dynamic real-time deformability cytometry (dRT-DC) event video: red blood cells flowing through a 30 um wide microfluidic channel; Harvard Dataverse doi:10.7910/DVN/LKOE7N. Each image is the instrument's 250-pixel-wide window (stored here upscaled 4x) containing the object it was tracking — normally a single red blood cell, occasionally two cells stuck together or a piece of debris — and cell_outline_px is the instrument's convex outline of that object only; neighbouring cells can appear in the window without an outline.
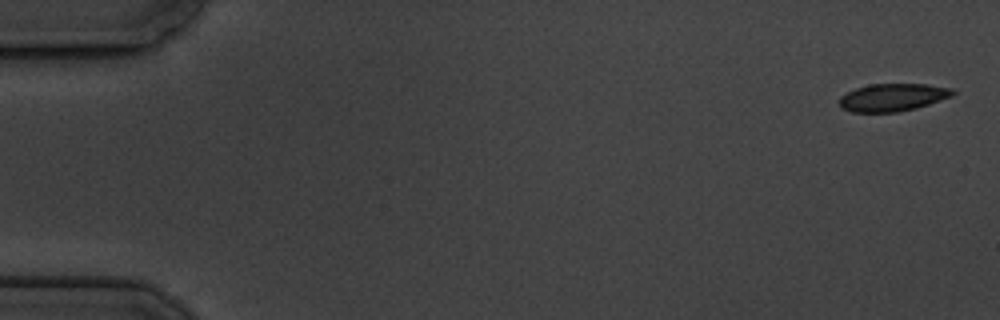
{"species": "common noctule bat (a hibernating species)", "species_latin": "Nyctalus noctula", "temperature_condition": "cold", "stored_images_in_passage": 6, "camera_frame_rate_fps": 3000, "um_per_image_px": 0.085, "animal": {"sex": "male", "body_mass_g": 19.5, "forearm_length_mm": 54.6}, "frame": {"image": 1, "passage_image": 1, "time_ms": 0.0, "image_size_px": [1000, 320], "cell_outline_px": [[956, 92], [952, 96], [916, 108], [896, 112], [852, 112], [840, 108], [840, 96], [856, 88], [868, 84], [924, 84], [956, 88]], "centroid_in_image_um": [75.89, 8.27], "position_along_channel_um": 9.1, "area_um2": 18.32}}
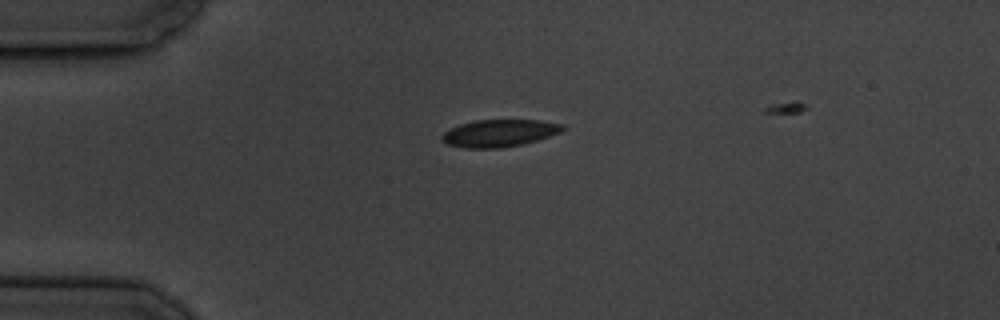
{"frame": {"image": 2, "passage_image": 4, "time_ms": 4.333, "image_size_px": [1000, 320], "cell_outline_px": [[568, 128], [560, 132], [524, 144], [500, 148], [464, 148], [448, 144], [440, 140], [440, 136], [444, 132], [460, 124], [476, 120], [540, 120], [564, 124]], "centroid_in_image_um": [42.45, 11.31], "position_along_channel_um": 42.5, "area_um2": 19.25}}
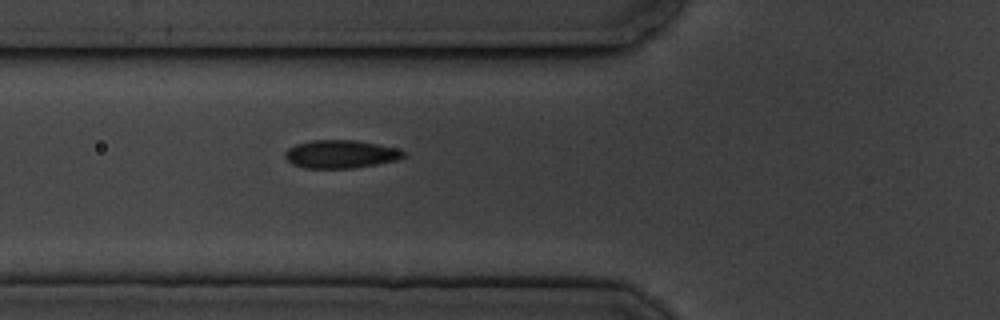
{"frame": {"image": 3, "passage_image": 6, "time_ms": 6.667, "image_size_px": [1000, 320], "cell_outline_px": [[408, 156], [396, 160], [376, 164], [352, 168], [304, 168], [292, 164], [284, 156], [284, 152], [288, 148], [296, 144], [312, 140], [356, 140], [396, 148], [408, 152]], "centroid_in_image_um": [28.97, 13.1], "position_along_channel_um": 96.8, "area_um2": 19.48}}